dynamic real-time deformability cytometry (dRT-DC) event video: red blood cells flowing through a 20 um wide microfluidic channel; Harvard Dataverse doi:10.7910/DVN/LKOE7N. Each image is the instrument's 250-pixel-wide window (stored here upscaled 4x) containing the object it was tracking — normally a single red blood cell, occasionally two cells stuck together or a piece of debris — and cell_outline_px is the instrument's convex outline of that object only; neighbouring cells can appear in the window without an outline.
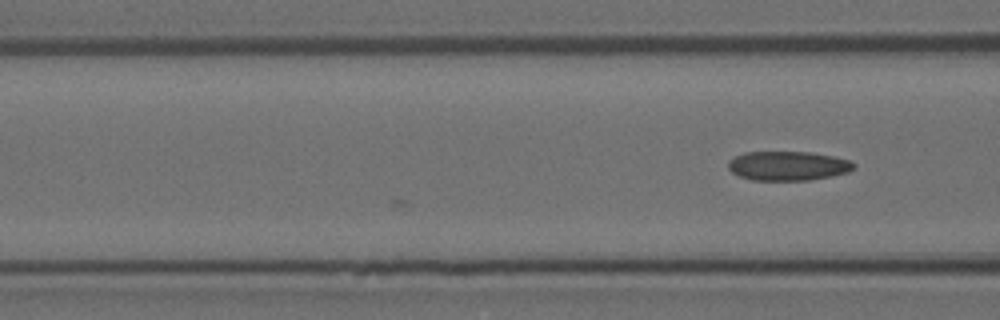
{"species": "Egyptian fruit bat (a non-hibernating species)", "species_latin": "Rousettus aegyptiacus", "temperature_condition": "room temperature", "stored_images_in_passage": 7, "camera_frame_rate_fps": 3000, "um_per_image_px": 0.085, "animal": {"sex": "female"}, "frame": {"image": 1, "passage_image": 7, "time_ms": 2.0, "image_size_px": [1000, 320], "cell_outline_px": [[856, 168], [848, 172], [832, 176], [808, 180], [752, 180], [740, 176], [732, 172], [728, 168], [728, 160], [744, 152], [812, 152], [832, 156], [848, 160], [856, 164]], "centroid_in_image_um": [66.98, 14.09], "position_along_channel_um": 99.6, "area_um2": 21.44}}